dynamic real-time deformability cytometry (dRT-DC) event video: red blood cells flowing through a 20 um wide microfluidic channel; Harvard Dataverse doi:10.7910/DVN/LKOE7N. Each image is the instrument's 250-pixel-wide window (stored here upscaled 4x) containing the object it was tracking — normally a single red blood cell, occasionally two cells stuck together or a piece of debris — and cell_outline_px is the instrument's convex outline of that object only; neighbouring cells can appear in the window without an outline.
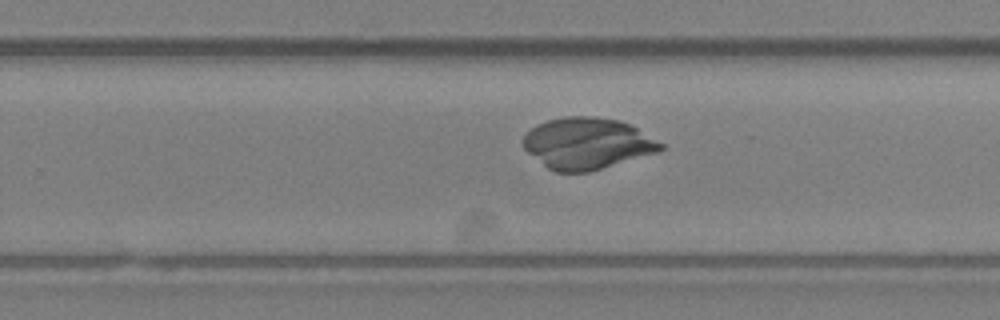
{"species": "Egyptian fruit bat (a non-hibernating species)", "species_latin": "Rousettus aegyptiacus", "temperature_condition": "room temperature", "stored_images_in_passage": 30, "camera_frame_rate_fps": 3000, "um_per_image_px": 0.085, "animal": {"sex": "female"}, "frame": {"image": 1, "passage_image": 14, "time_ms": 4.333, "image_size_px": [1000, 320], "cell_outline_px": [[664, 148], [656, 152], [588, 172], [556, 172], [548, 168], [528, 152], [524, 148], [524, 136], [536, 124], [548, 120], [564, 116], [592, 116], [620, 120], [636, 128], [664, 144]], "centroid_in_image_um": [49.89, 12.18], "position_along_channel_um": 279.9, "area_um2": 40.63}}